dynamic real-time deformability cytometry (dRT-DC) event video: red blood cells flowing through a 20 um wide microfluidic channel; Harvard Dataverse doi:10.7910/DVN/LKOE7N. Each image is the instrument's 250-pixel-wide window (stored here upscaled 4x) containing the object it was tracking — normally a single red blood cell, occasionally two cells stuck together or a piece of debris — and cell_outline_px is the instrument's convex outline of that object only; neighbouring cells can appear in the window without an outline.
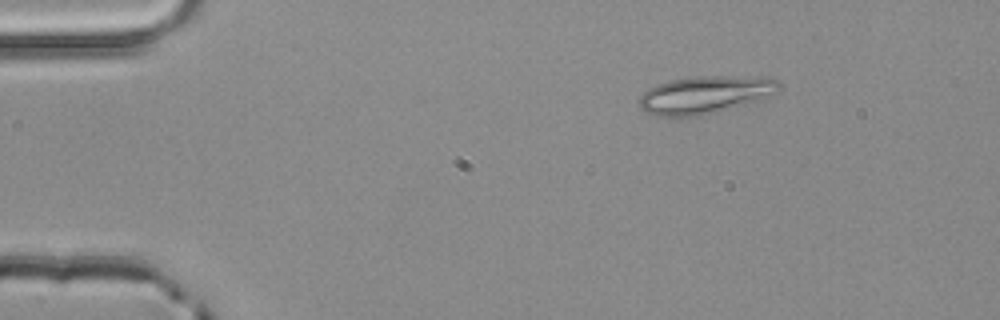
{"species": "common noctule bat (a hibernating species)", "species_latin": "Nyctalus noctula", "temperature_condition": "room temperature", "stored_images_in_passage": 2, "camera_frame_rate_fps": 3000, "um_per_image_px": 0.085, "animal": {"sex": "male", "body_mass_g": 20.4}, "frame": {"image": 1, "passage_image": 1, "time_ms": 0.0, "image_size_px": [1000, 320], "cell_outline_px": [[780, 88], [776, 92], [764, 100], [720, 112], [696, 116], [652, 116], [644, 112], [640, 108], [640, 96], [648, 88], [672, 80], [700, 76], [764, 76], [776, 80], [780, 84]], "centroid_in_image_um": [59.99, 8.07], "position_along_channel_um": 25.0, "area_um2": 31.1}}